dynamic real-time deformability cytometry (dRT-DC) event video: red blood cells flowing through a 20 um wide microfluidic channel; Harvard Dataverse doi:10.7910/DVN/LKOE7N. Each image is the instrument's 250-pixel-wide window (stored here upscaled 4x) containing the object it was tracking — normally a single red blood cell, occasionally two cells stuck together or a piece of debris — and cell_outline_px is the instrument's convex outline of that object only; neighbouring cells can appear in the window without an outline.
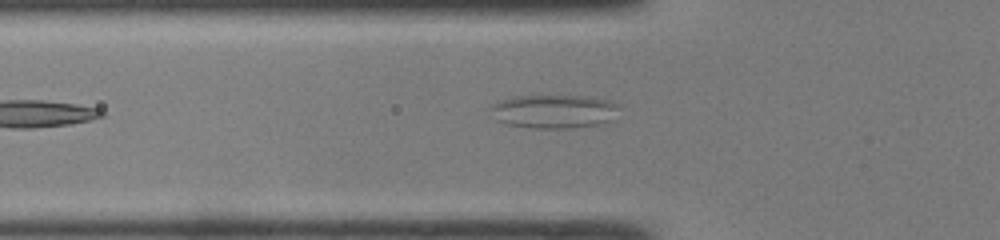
{"species": "common noctule bat (a hibernating species)", "species_latin": "Nyctalus noctula", "temperature_condition": "room temperature", "stored_images_in_passage": 25, "camera_frame_rate_fps": 3000, "um_per_image_px": 0.085, "animal": {"sex": "male", "body_mass_g": 19.0, "forearm_length_mm": 50.8}, "frame": {"image": 1, "passage_image": 4, "time_ms": 1.0, "image_size_px": [1000, 240], "cell_outline_px": [[620, 108], [612, 120], [596, 124], [572, 128], [532, 128], [504, 124], [496, 120], [492, 108], [492, 104], [500, 100], [512, 96], [596, 96], [612, 100], [620, 104]], "centroid_in_image_um": [47.14, 9.45], "position_along_channel_um": 78.7, "area_um2": 25.49}}
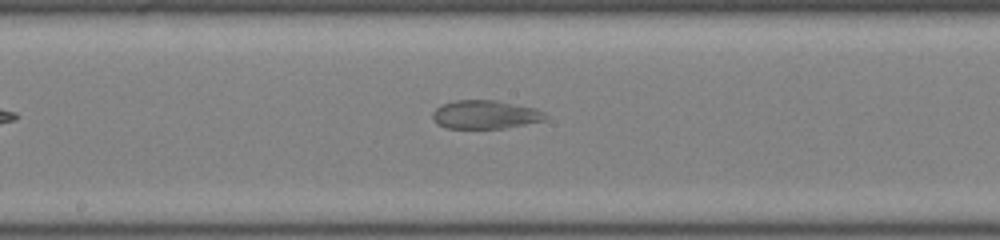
{"frame": {"image": 2, "passage_image": 13, "time_ms": 4.0, "image_size_px": [1000, 240], "cell_outline_px": [[548, 116], [544, 120], [504, 128], [448, 128], [436, 124], [432, 116], [432, 112], [440, 104], [456, 100], [496, 100], [536, 108], [544, 112]], "centroid_in_image_um": [41.22, 9.73], "position_along_channel_um": 207.0, "area_um2": 18.79}}
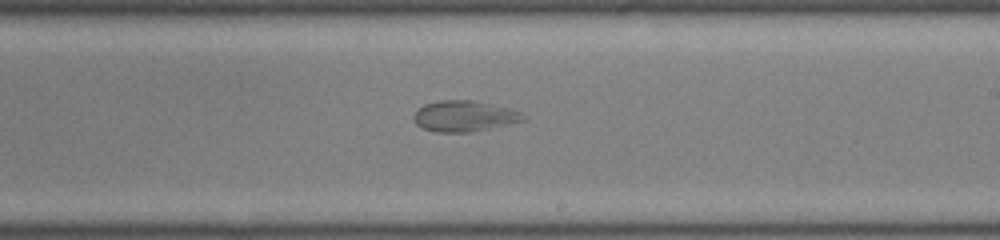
{"frame": {"image": 3, "passage_image": 16, "time_ms": 5.0, "image_size_px": [1000, 240], "cell_outline_px": [[528, 116], [524, 120], [472, 132], [436, 132], [424, 128], [416, 124], [412, 120], [412, 116], [416, 108], [424, 104], [440, 100], [472, 100], [512, 108], [524, 112]], "centroid_in_image_um": [39.46, 9.86], "position_along_channel_um": 249.5, "area_um2": 20.0}}